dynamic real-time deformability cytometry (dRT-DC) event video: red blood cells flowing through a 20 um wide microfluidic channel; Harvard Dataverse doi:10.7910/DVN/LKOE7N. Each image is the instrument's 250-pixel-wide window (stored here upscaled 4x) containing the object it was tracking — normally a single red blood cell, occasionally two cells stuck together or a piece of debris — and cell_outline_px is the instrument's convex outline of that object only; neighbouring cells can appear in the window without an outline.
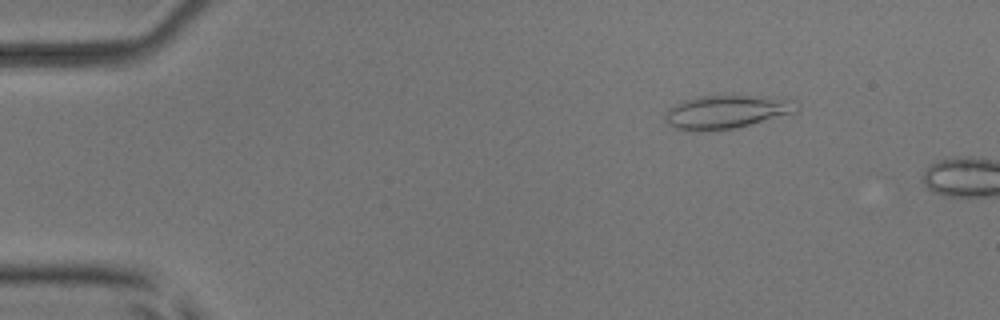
{"species": "common noctule bat (a hibernating species)", "species_latin": "Nyctalus noctula", "temperature_condition": "room temperature", "stored_images_in_passage": 11, "camera_frame_rate_fps": 3000, "um_per_image_px": 0.085, "animal": {"sex": "male", "body_mass_g": 17.9, "forearm_length_mm": 54.2}, "frame": {"image": 1, "passage_image": 8, "time_ms": 2.333, "image_size_px": [1000, 320], "cell_outline_px": [[800, 108], [796, 112], [732, 128], [708, 132], [692, 132], [676, 128], [668, 124], [664, 120], [664, 116], [676, 104], [684, 100], [696, 96], [732, 92], [768, 96], [800, 100]], "centroid_in_image_um": [61.81, 9.45], "position_along_channel_um": 23.2, "area_um2": 26.82}}